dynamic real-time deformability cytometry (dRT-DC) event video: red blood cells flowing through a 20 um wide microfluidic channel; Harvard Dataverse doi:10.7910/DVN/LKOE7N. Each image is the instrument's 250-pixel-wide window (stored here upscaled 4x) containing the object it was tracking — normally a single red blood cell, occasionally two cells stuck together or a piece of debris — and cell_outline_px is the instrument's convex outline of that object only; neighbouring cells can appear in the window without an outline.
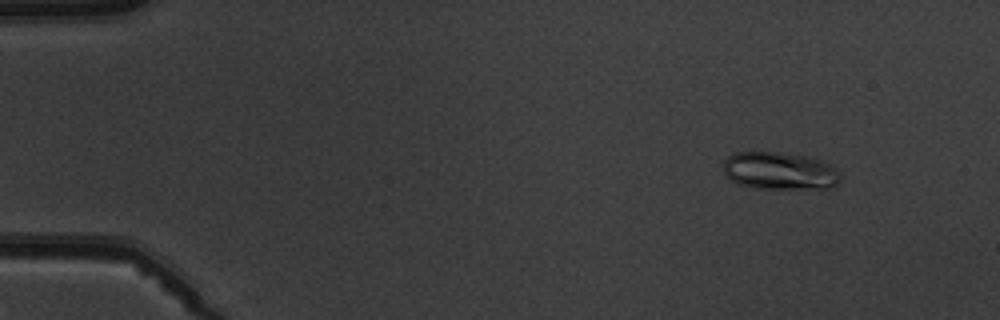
{"species": "common noctule bat (a hibernating species)", "species_latin": "Nyctalus noctula", "temperature_condition": "warm", "stored_images_in_passage": 4, "camera_frame_rate_fps": 3000, "um_per_image_px": 0.085, "animal": {"sex": "male", "body_mass_g": 19.5, "forearm_length_mm": 54.6}, "frame": {"image": 1, "passage_image": 2, "time_ms": 1.0, "image_size_px": [1000, 320], "cell_outline_px": [[840, 180], [836, 184], [828, 188], [752, 188], [736, 184], [728, 180], [724, 172], [724, 160], [728, 156], [736, 152], [776, 152], [804, 156], [820, 160], [832, 164], [840, 172]], "centroid_in_image_um": [66.24, 14.53], "position_along_channel_um": 18.8, "area_um2": 25.78}}